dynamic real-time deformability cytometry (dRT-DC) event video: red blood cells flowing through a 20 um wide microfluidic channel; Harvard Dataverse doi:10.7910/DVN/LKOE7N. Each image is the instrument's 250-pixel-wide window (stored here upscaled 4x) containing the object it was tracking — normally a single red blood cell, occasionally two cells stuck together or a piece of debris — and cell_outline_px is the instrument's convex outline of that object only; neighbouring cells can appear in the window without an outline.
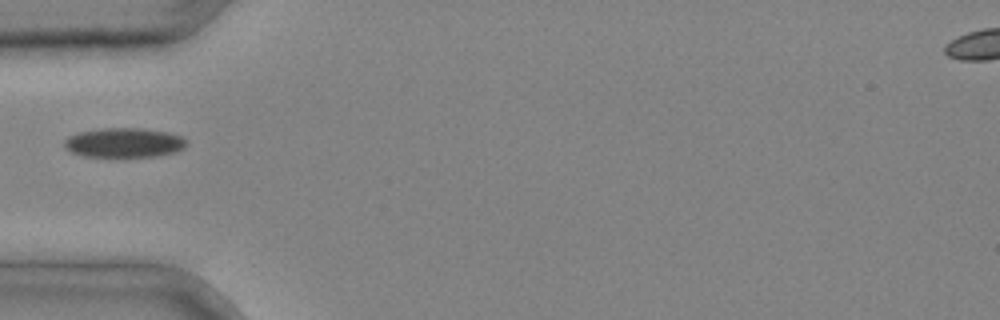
{"species": "common noctule bat (a hibernating species)", "species_latin": "Nyctalus noctula", "temperature_condition": "cold", "stored_images_in_passage": 4, "camera_frame_rate_fps": 3000, "um_per_image_px": 0.085, "animal": {"sex": "male", "body_mass_g": 20.4}, "frame": {"image": 1, "passage_image": 4, "time_ms": 1.0, "image_size_px": [1000, 320], "cell_outline_px": [[184, 148], [176, 152], [160, 156], [84, 156], [68, 152], [64, 148], [64, 140], [80, 132], [100, 128], [140, 128], [168, 132], [180, 136], [184, 140]], "centroid_in_image_um": [10.52, 12.13], "position_along_channel_um": 74.5, "area_um2": 20.87}}